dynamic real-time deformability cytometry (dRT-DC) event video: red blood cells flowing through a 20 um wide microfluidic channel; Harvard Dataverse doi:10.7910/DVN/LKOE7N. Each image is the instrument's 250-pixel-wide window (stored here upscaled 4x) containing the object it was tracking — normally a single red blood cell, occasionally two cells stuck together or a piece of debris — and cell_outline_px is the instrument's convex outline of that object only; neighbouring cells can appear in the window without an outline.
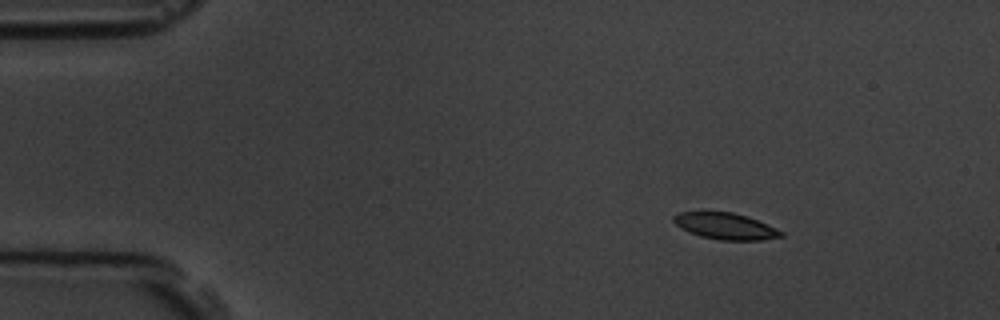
{"species": "common noctule bat (a hibernating species)", "species_latin": "Nyctalus noctula", "temperature_condition": "room temperature", "stored_images_in_passage": 4, "segment_of_instrument_passage": [1, 2], "camera_frame_rate_fps": 3000, "um_per_image_px": 0.085, "animal": {"sex": "male", "body_mass_g": 19.5, "forearm_length_mm": 54.6}, "frame": {"image": 1, "passage_image": 1, "time_ms": 0.0, "image_size_px": [1000, 320], "cell_outline_px": [[784, 236], [760, 240], [720, 240], [700, 236], [688, 232], [676, 224], [672, 220], [672, 216], [680, 212], [732, 212], [748, 216], [776, 228], [784, 232]], "centroid_in_image_um": [61.67, 19.22], "position_along_channel_um": 23.3, "area_um2": 16.53}}